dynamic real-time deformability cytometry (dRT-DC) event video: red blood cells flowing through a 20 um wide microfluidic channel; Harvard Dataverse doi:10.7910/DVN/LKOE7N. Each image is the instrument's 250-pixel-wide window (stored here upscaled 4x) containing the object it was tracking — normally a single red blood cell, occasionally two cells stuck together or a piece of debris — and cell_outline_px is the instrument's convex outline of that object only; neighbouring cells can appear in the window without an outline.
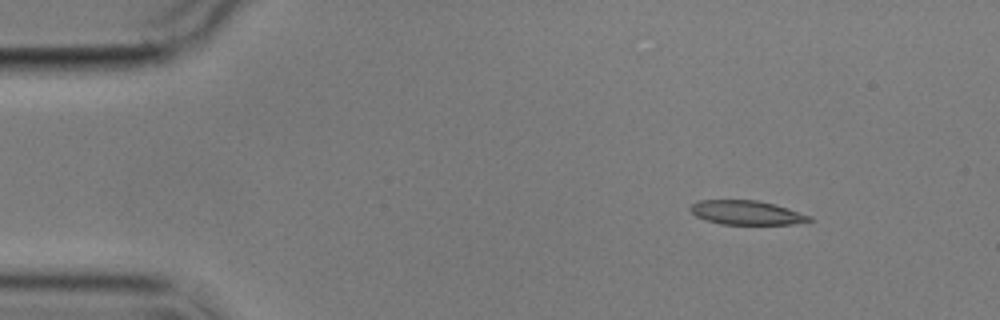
{"species": "common noctule bat (a hibernating species)", "species_latin": "Nyctalus noctula", "temperature_condition": "cold", "stored_images_in_passage": 4, "camera_frame_rate_fps": 3000, "um_per_image_px": 0.085, "animal": {"sex": "male", "body_mass_g": 17.9}, "frame": {"image": 1, "passage_image": 1, "time_ms": 0.0, "image_size_px": [1000, 320], "cell_outline_px": [[816, 220], [792, 224], [720, 224], [696, 216], [688, 208], [692, 204], [700, 200], [756, 200], [788, 208], [812, 216]], "centroid_in_image_um": [63.49, 18.08], "position_along_channel_um": 21.5, "area_um2": 16.65}}
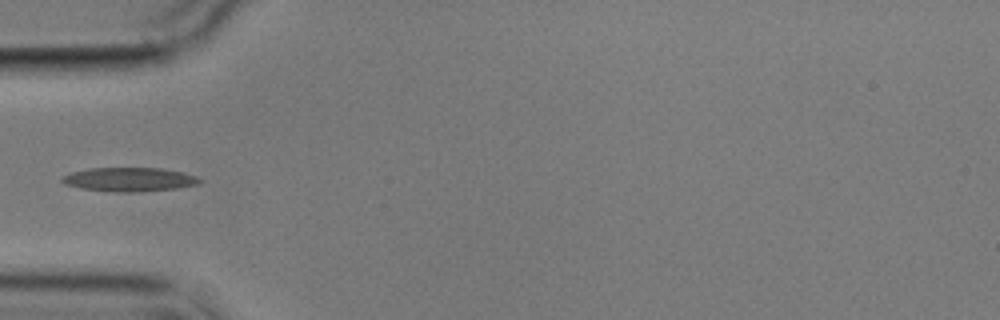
{"frame": {"image": 2, "passage_image": 4, "time_ms": 3.667, "image_size_px": [1000, 320], "cell_outline_px": [[200, 180], [196, 184], [176, 188], [140, 192], [124, 192], [80, 188], [64, 184], [60, 180], [60, 176], [72, 172], [88, 168], [160, 168], [180, 172], [196, 176]], "centroid_in_image_um": [10.91, 15.25], "position_along_channel_um": 74.1, "area_um2": 18.96}}